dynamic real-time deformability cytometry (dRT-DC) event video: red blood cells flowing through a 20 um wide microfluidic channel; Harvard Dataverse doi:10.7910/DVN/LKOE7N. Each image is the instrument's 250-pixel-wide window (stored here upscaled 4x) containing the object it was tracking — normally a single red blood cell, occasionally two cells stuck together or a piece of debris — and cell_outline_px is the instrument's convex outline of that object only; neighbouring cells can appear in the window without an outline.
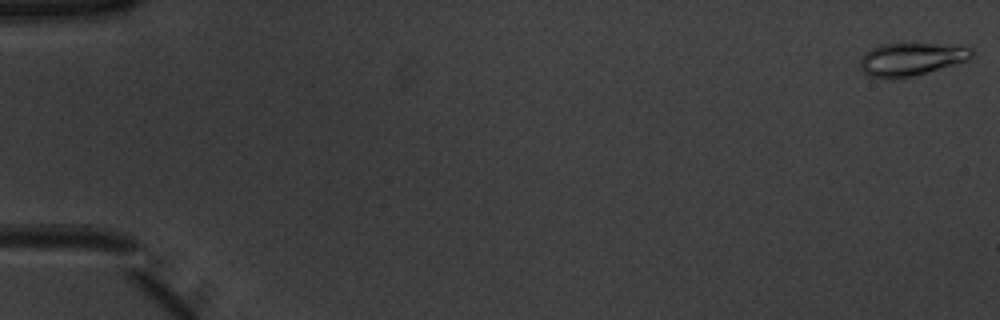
{"species": "common noctule bat (a hibernating species)", "species_latin": "Nyctalus noctula", "temperature_condition": "warm", "stored_images_in_passage": 53, "camera_frame_rate_fps": 3000, "um_per_image_px": 0.085, "animal": {"sex": "male", "body_mass_g": 20.1, "forearm_length_mm": 53.5}, "frame": {"image": 1, "passage_image": 1, "time_ms": 0.0, "image_size_px": [1000, 320], "cell_outline_px": [[972, 56], [968, 60], [912, 76], [892, 80], [888, 80], [868, 76], [860, 68], [860, 56], [864, 52], [872, 48], [884, 44], [960, 44], [972, 48]], "centroid_in_image_um": [77.42, 5.04], "position_along_channel_um": 7.6, "area_um2": 21.62}}
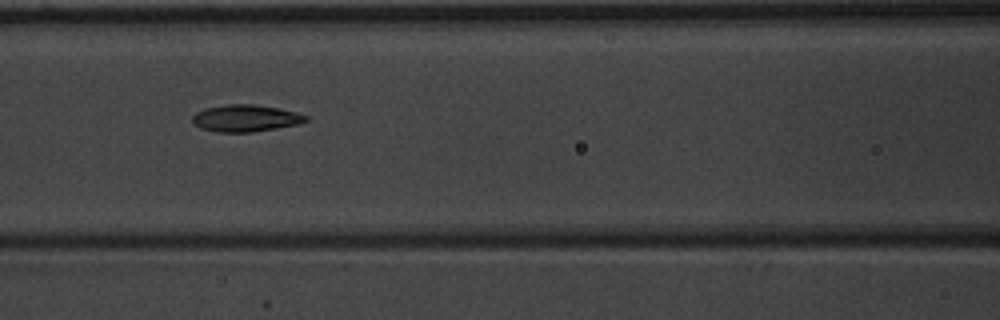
{"frame": {"image": 2, "passage_image": 24, "time_ms": 7.667, "image_size_px": [1000, 320], "cell_outline_px": [[308, 120], [296, 124], [276, 128], [252, 132], [216, 132], [200, 128], [192, 124], [192, 116], [196, 112], [204, 108], [228, 104], [252, 104], [280, 108], [296, 112], [308, 116]], "centroid_in_image_um": [20.83, 10.04], "position_along_channel_um": 145.8, "area_um2": 17.86}}
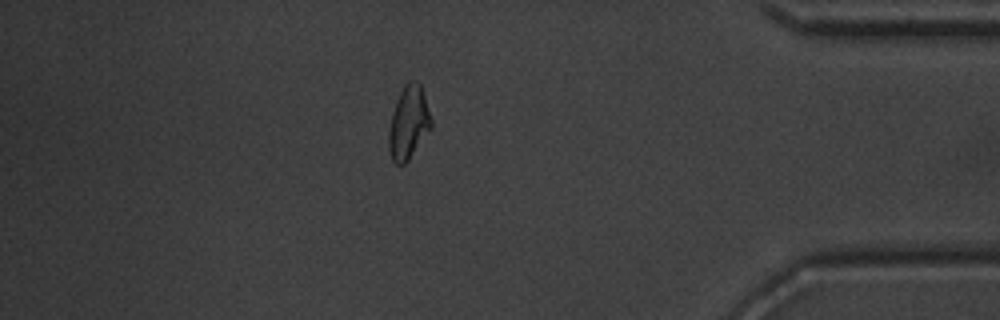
{"frame": {"image": 3, "passage_image": 46, "time_ms": 15.0, "image_size_px": [1000, 320], "cell_outline_px": [[432, 128], [408, 160], [404, 164], [396, 164], [392, 160], [388, 148], [388, 132], [392, 112], [396, 100], [404, 84], [408, 80], [412, 80], [420, 84], [432, 120]], "centroid_in_image_um": [34.71, 10.43], "position_along_channel_um": 400.5, "area_um2": 18.09}, "authors_computed_cell_mechanics": {"area_um2": 18.207, "velocity_mm_per_s": 3.9224, "shape_relaxation_time_tau1_ms": 5.3213, "shape_relaxation_time_tau2_ms": 2.804, "deformation_change_tau1": 0.1766, "deformation_change_tau2": 0.0925}}